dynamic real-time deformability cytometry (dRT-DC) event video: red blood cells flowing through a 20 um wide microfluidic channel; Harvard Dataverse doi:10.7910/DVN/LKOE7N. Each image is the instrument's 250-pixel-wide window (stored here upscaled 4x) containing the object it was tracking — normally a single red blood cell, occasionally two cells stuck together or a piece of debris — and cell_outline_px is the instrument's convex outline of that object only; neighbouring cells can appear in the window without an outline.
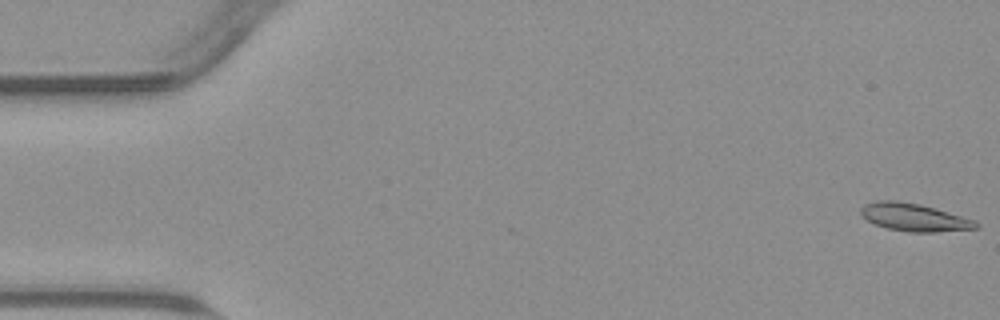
{"species": "common noctule bat (a hibernating species)", "species_latin": "Nyctalus noctula", "temperature_condition": "warm", "stored_images_in_passage": 8, "camera_frame_rate_fps": 3000, "um_per_image_px": 0.085, "animal": {"sex": "male", "body_mass_g": 23.1, "forearm_length_mm": 52.7}, "frame": {"image": 1, "passage_image": 1, "time_ms": 0.0, "image_size_px": [1000, 320], "cell_outline_px": [[980, 228], [936, 232], [908, 232], [888, 228], [876, 224], [868, 220], [860, 212], [860, 208], [864, 204], [876, 200], [896, 200], [920, 204], [936, 208], [976, 220], [980, 224]], "centroid_in_image_um": [77.75, 18.46], "position_along_channel_um": 7.3, "area_um2": 18.73}}